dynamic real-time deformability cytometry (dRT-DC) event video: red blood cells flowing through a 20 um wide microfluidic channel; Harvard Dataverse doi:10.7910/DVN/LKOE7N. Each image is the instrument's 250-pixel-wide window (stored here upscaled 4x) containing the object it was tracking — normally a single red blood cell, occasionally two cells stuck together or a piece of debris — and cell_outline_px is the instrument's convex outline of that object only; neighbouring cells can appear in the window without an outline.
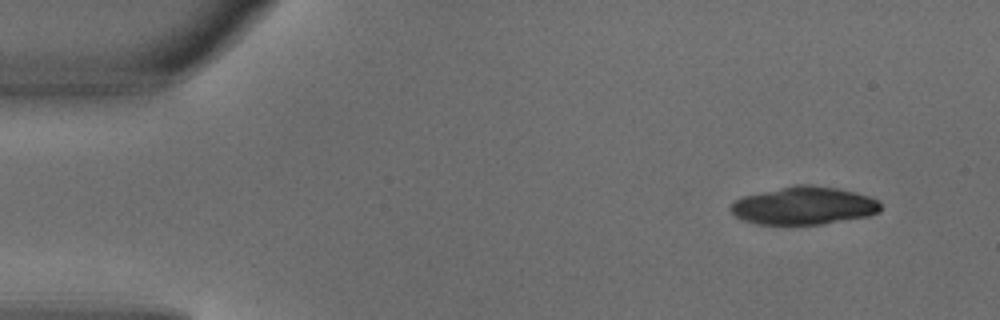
{"species": "common noctule bat (a hibernating species)", "species_latin": "Nyctalus noctula", "temperature_condition": "warm", "stored_images_in_passage": 4, "camera_frame_rate_fps": 3000, "um_per_image_px": 0.085, "animal": {"sex": "male", "body_mass_g": 18.8}, "frame": {"image": 1, "passage_image": 1, "time_ms": 0.0, "image_size_px": [1000, 320], "cell_outline_px": [[880, 212], [868, 216], [824, 224], [760, 224], [744, 220], [736, 216], [728, 208], [736, 200], [744, 196], [760, 192], [796, 184], [812, 184], [836, 188], [856, 192], [868, 196], [876, 200], [880, 204]], "centroid_in_image_um": [68.34, 17.48], "position_along_channel_um": 16.7, "area_um2": 32.95}}